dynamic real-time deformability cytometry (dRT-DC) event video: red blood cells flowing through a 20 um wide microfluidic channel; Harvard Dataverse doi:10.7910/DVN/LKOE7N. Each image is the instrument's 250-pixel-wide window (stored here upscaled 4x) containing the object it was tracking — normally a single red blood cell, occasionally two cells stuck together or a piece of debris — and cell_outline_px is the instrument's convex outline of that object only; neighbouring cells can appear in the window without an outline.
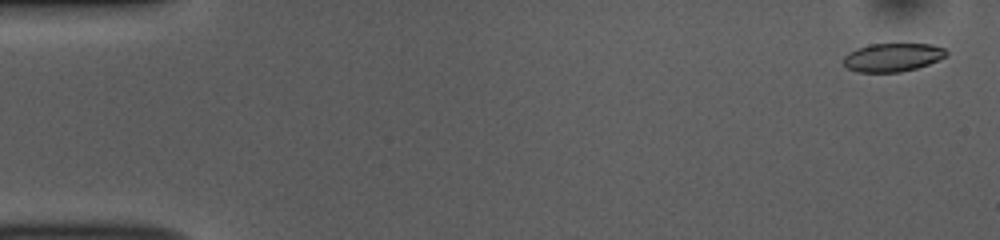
{"species": "common noctule bat (a hibernating species)", "species_latin": "Nyctalus noctula", "temperature_condition": "room temperature", "stored_images_in_passage": 52, "camera_frame_rate_fps": 3000, "um_per_image_px": 0.085, "animal": {"sex": "female", "body_mass_g": 10.0, "forearm_length_mm": 53.1}, "frame": {"image": 1, "passage_image": 2, "time_ms": 0.333, "image_size_px": [1000, 240], "cell_outline_px": [[948, 56], [928, 64], [916, 68], [900, 72], [856, 72], [848, 68], [844, 64], [844, 56], [848, 52], [856, 48], [868, 44], [932, 44], [944, 48], [948, 52]], "centroid_in_image_um": [75.87, 4.87], "position_along_channel_um": 9.1, "area_um2": 17.11}}
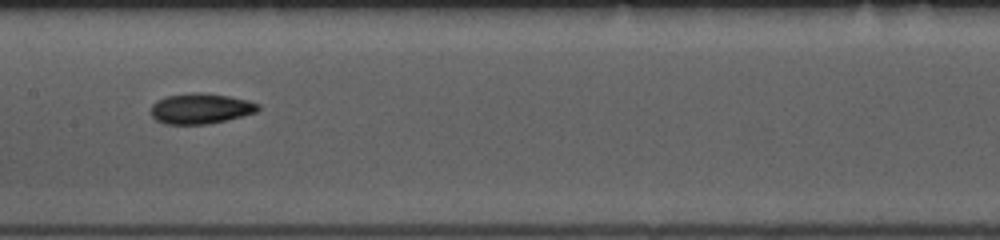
{"frame": {"image": 2, "passage_image": 26, "time_ms": 8.333, "image_size_px": [1000, 240], "cell_outline_px": [[260, 108], [256, 112], [208, 124], [164, 124], [156, 120], [148, 112], [152, 104], [156, 100], [164, 96], [192, 92], [200, 92], [228, 96], [248, 100], [260, 104]], "centroid_in_image_um": [16.99, 9.22], "position_along_channel_um": 190.4, "area_um2": 19.19}}
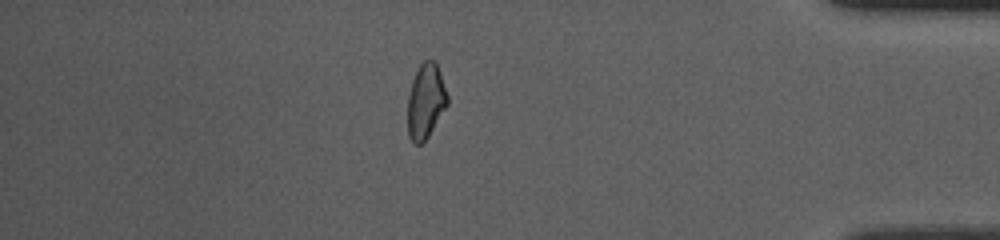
{"frame": {"image": 3, "passage_image": 45, "time_ms": 14.667, "image_size_px": [1000, 240], "cell_outline_px": [[448, 104], [428, 136], [420, 144], [412, 144], [408, 136], [408, 96], [412, 80], [420, 64], [424, 60], [436, 60], [448, 96]], "centroid_in_image_um": [36.18, 8.59], "position_along_channel_um": 399.0, "area_um2": 17.34}, "authors_computed_cell_mechanics": {"area_um2": 18.2937, "velocity_mm_per_s": 3.8731, "shape_relaxation_time_tau1_ms": 5.2638, "shape_relaxation_time_tau2_ms": 8.9318, "deformation_change_tau1": 0.1274, "deformation_change_tau2": 0.1548}}